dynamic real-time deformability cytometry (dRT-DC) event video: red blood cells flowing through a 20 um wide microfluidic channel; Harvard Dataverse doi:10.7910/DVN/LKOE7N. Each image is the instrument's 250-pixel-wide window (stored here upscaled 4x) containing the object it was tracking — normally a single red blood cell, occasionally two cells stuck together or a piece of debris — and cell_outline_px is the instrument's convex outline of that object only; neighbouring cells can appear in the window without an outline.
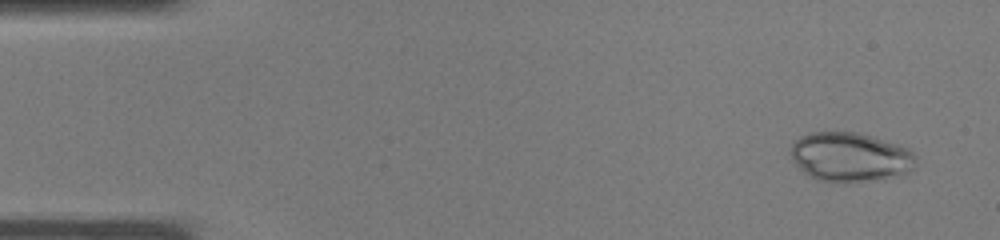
{"species": "common noctule bat (a hibernating species)", "species_latin": "Nyctalus noctula", "temperature_condition": "warm", "stored_images_in_passage": 36, "camera_frame_rate_fps": 3000, "um_per_image_px": 0.085, "animal": {"sex": "male", "body_mass_g": 19.0, "forearm_length_mm": 50.8}, "frame": {"image": 1, "passage_image": 2, "time_ms": 0.333, "image_size_px": [1000, 240], "cell_outline_px": [[916, 168], [912, 172], [900, 176], [860, 180], [816, 180], [804, 172], [792, 160], [792, 144], [800, 136], [812, 132], [856, 132], [872, 136], [908, 148], [916, 156]], "centroid_in_image_um": [72.31, 13.32], "position_along_channel_um": 12.7, "area_um2": 35.43}}
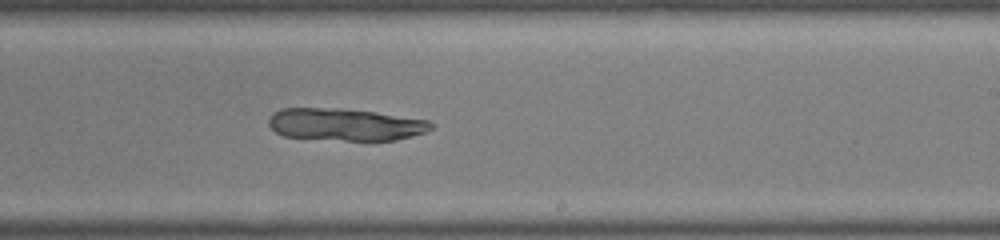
{"frame": {"image": 2, "passage_image": 22, "time_ms": 7.0, "image_size_px": [1000, 240], "cell_outline_px": [[432, 128], [424, 132], [412, 136], [396, 140], [344, 140], [284, 136], [276, 132], [268, 124], [268, 120], [272, 112], [280, 108], [340, 108], [376, 112], [428, 120], [432, 124]], "centroid_in_image_um": [29.31, 10.57], "position_along_channel_um": 259.7, "area_um2": 30.4}}
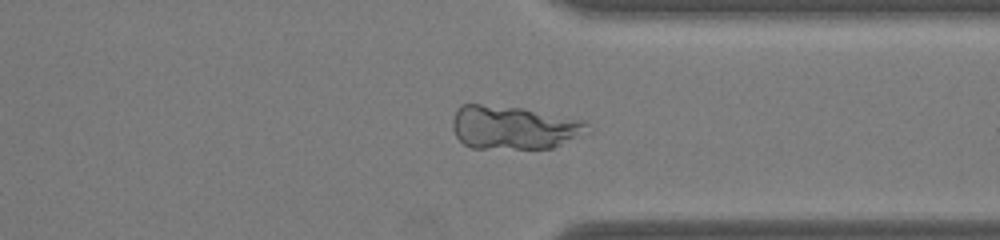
{"frame": {"image": 3, "passage_image": 28, "time_ms": 9.0, "image_size_px": [1000, 240], "cell_outline_px": [[588, 124], [572, 136], [552, 148], [472, 148], [464, 144], [456, 136], [452, 128], [452, 120], [460, 104], [480, 104], [524, 108], [584, 120]], "centroid_in_image_um": [43.51, 10.81], "position_along_channel_um": 367.9, "area_um2": 33.29}}